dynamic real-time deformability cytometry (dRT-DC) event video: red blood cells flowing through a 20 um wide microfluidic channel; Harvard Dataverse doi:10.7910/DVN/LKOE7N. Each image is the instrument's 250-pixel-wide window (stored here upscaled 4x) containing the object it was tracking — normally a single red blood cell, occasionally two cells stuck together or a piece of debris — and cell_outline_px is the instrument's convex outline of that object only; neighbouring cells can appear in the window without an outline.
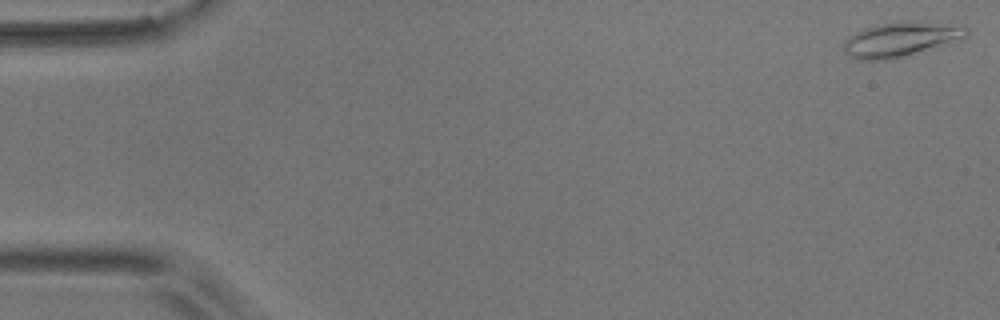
{"species": "common noctule bat (a hibernating species)", "species_latin": "Nyctalus noctula", "temperature_condition": "room temperature", "stored_images_in_passage": 55, "camera_frame_rate_fps": 3000, "um_per_image_px": 0.085, "animal": {"sex": "male", "body_mass_g": 17.9}, "frame": {"image": 1, "passage_image": 1, "time_ms": 0.0, "image_size_px": [1000, 320], "cell_outline_px": [[968, 36], [908, 56], [884, 60], [856, 60], [844, 48], [844, 40], [848, 36], [856, 32], [876, 24], [912, 20], [964, 24], [968, 28]], "centroid_in_image_um": [76.62, 3.31], "position_along_channel_um": 8.4, "area_um2": 24.97}}
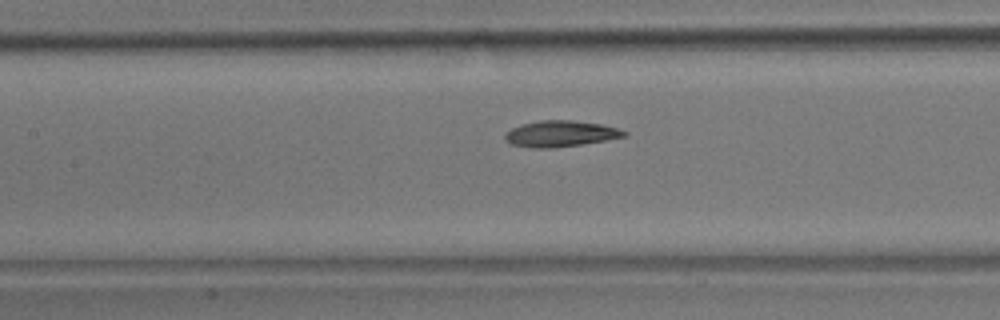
{"frame": {"image": 2, "passage_image": 25, "time_ms": 8.0, "image_size_px": [1000, 320], "cell_outline_px": [[628, 136], [580, 144], [552, 148], [532, 148], [512, 144], [504, 140], [504, 136], [512, 128], [520, 124], [540, 120], [572, 120], [600, 124], [616, 128], [628, 132]], "centroid_in_image_um": [47.62, 11.36], "position_along_channel_um": 159.8, "area_um2": 17.98}}
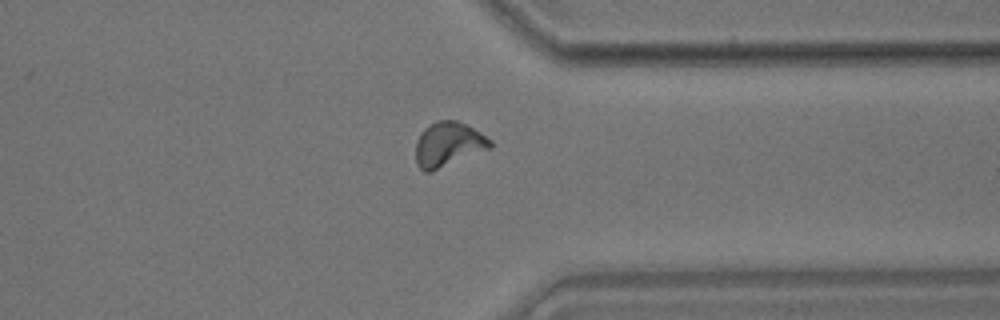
{"frame": {"image": 3, "passage_image": 43, "time_ms": 14.0, "image_size_px": [1000, 320], "cell_outline_px": [[492, 148], [432, 172], [424, 172], [416, 164], [416, 140], [420, 132], [424, 128], [436, 120], [456, 120], [468, 124], [492, 140]], "centroid_in_image_um": [38.11, 12.27], "position_along_channel_um": 373.3, "area_um2": 19.77}, "authors_computed_cell_mechanics": {"area_um2": 18.1492, "velocity_mm_per_s": 3.61, "shape_relaxation_time_tau1_ms": 6.8628, "shape_relaxation_time_tau2_ms": 4.2723, "deformation_change_tau1": 0.1846, "deformation_change_tau2": 0.1033}}